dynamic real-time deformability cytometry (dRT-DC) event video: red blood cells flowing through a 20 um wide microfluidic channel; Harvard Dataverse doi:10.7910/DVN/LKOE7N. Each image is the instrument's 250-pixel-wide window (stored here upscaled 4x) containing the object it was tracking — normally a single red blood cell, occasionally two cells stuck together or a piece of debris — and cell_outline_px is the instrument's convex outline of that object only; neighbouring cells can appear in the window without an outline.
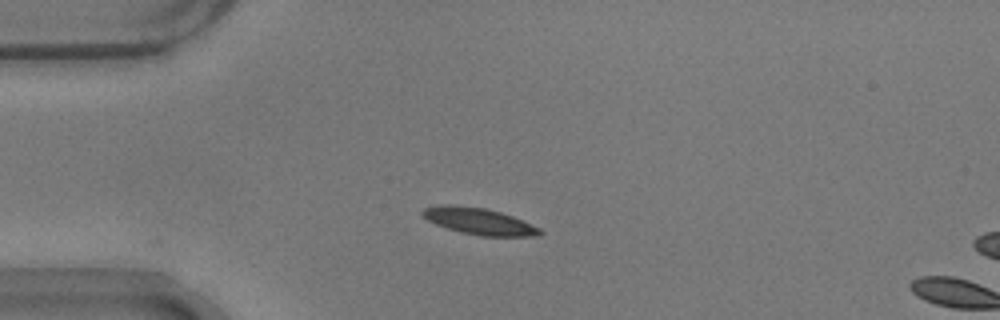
{"species": "common noctule bat (a hibernating species)", "species_latin": "Nyctalus noctula", "temperature_condition": "warm", "stored_images_in_passage": 3, "camera_frame_rate_fps": 3000, "um_per_image_px": 0.085, "animal": {"sex": "male", "body_mass_g": 17.9}, "frame": {"image": 1, "passage_image": 1, "time_ms": 0.0, "image_size_px": [1000, 320], "cell_outline_px": [[544, 232], [540, 236], [480, 236], [460, 232], [436, 224], [428, 220], [420, 212], [424, 208], [440, 204], [448, 204], [484, 208], [500, 212], [512, 216], [540, 228]], "centroid_in_image_um": [40.72, 18.81], "position_along_channel_um": 44.3, "area_um2": 18.09}}